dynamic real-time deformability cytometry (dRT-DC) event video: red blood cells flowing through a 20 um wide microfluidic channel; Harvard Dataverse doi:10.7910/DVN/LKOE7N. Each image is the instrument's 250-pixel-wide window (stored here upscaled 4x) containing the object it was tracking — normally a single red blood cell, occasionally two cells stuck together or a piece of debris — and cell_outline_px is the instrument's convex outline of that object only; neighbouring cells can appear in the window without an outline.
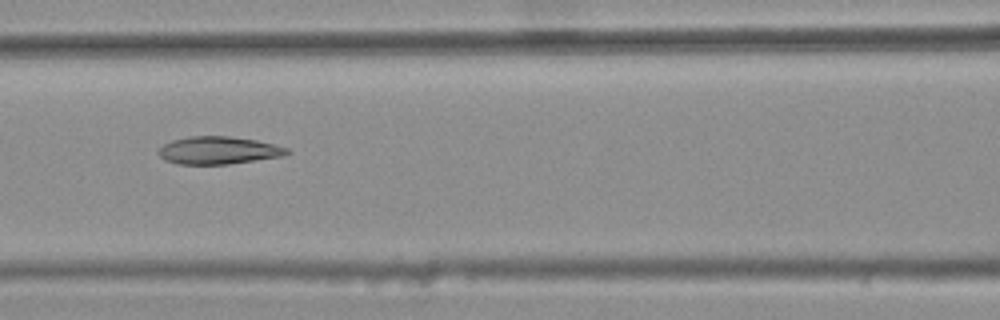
{"species": "common noctule bat (a hibernating species)", "species_latin": "Nyctalus noctula", "temperature_condition": "warm", "stored_images_in_passage": 8, "camera_frame_rate_fps": 3000, "um_per_image_px": 0.085, "animal": {"sex": "female", "body_mass_g": 25.1}, "frame": {"image": 1, "passage_image": 4, "time_ms": 1.0, "image_size_px": [1000, 320], "cell_outline_px": [[292, 152], [284, 156], [228, 164], [176, 164], [164, 160], [160, 156], [160, 148], [164, 144], [172, 140], [188, 136], [228, 136], [256, 140], [288, 148]], "centroid_in_image_um": [18.58, 12.78], "position_along_channel_um": 148.0, "area_um2": 20.63}}
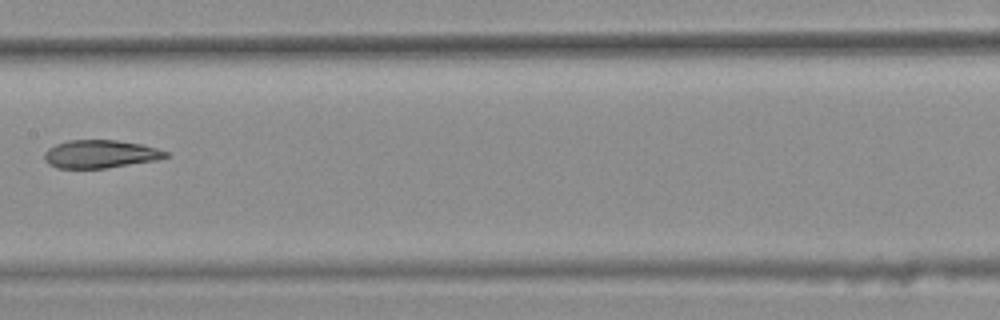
{"frame": {"image": 2, "passage_image": 5, "time_ms": 1.333, "image_size_px": [1000, 320], "cell_outline_px": [[168, 156], [156, 160], [104, 168], [56, 168], [48, 164], [44, 160], [44, 152], [48, 148], [56, 144], [68, 140], [116, 140], [140, 144], [156, 148], [168, 152]], "centroid_in_image_um": [8.47, 13.09], "position_along_channel_um": 198.9, "area_um2": 19.71}}